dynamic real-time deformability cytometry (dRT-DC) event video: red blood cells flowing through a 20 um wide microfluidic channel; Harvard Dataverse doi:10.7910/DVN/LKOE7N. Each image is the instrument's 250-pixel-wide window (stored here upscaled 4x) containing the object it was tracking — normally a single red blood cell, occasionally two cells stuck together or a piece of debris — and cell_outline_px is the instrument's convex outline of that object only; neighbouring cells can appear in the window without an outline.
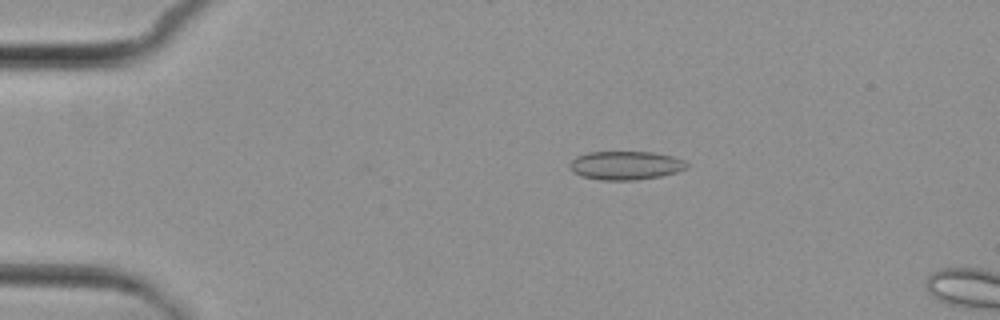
{"species": "common noctule bat (a hibernating species)", "species_latin": "Nyctalus noctula", "temperature_condition": "cold", "stored_images_in_passage": 3, "camera_frame_rate_fps": 3000, "um_per_image_px": 0.085, "animal": {"sex": "female", "body_mass_g": 29.2, "forearm_length_mm": 56.3}, "frame": {"image": 1, "passage_image": 2, "time_ms": 2.0, "image_size_px": [1000, 320], "cell_outline_px": [[688, 168], [676, 172], [660, 176], [636, 180], [600, 180], [580, 176], [572, 172], [568, 164], [576, 156], [588, 152], [652, 152], [672, 156], [684, 160], [688, 164]], "centroid_in_image_um": [53.15, 14.06], "position_along_channel_um": 31.8, "area_um2": 19.65}}